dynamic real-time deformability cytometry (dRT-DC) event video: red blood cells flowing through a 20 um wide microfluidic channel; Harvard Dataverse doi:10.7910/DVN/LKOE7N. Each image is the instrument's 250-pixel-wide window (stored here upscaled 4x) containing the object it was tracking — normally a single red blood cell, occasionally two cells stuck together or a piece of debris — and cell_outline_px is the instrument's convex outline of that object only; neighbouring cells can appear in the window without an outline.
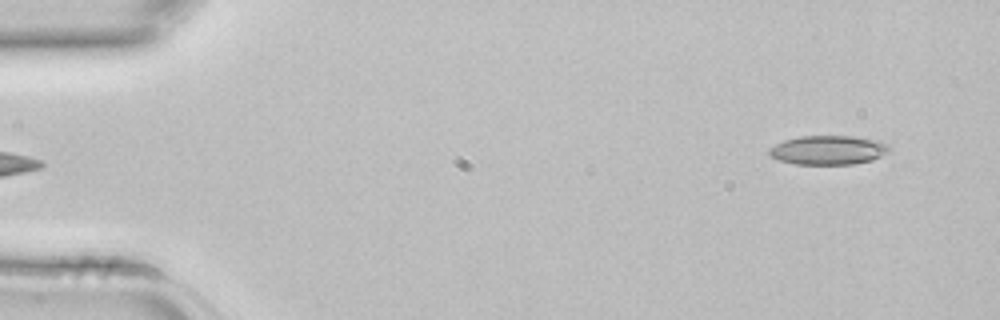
{"species": "common noctule bat (a hibernating species)", "species_latin": "Nyctalus noctula", "temperature_condition": "room temperature", "stored_images_in_passage": 4, "segment_of_instrument_passage": [2, 2], "camera_frame_rate_fps": 3000, "um_per_image_px": 0.085, "animal": {"sex": "female", "body_mass_g": 22.7, "forearm_length_mm": 54.2}, "frame": {"image": 1, "passage_image": 4, "time_ms": 1.0, "image_size_px": [1000, 320], "cell_outline_px": [[888, 152], [872, 160], [852, 164], [796, 164], [780, 160], [772, 156], [768, 152], [768, 148], [784, 140], [800, 136], [852, 136], [880, 140], [888, 144]], "centroid_in_image_um": [70.41, 12.75], "position_along_channel_um": 14.6, "area_um2": 20.29}}